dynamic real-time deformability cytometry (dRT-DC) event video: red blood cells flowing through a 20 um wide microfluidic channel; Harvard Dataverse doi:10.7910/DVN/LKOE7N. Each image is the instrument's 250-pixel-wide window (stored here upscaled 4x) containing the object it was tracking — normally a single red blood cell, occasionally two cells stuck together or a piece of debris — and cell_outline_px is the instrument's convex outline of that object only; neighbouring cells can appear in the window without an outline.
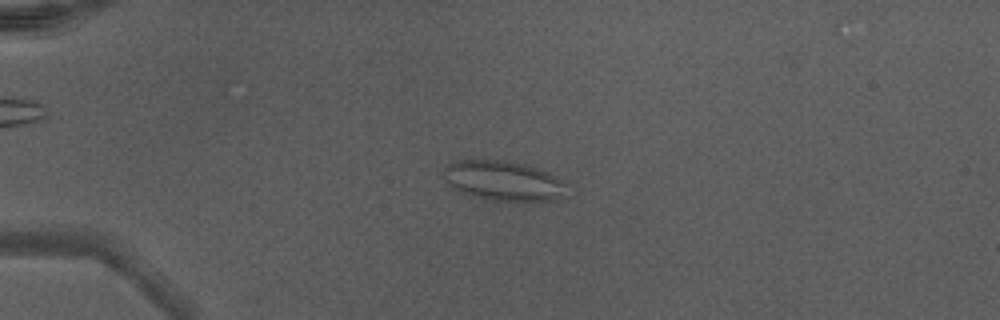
{"species": "Egyptian fruit bat (a non-hibernating species)", "species_latin": "Rousettus aegyptiacus", "temperature_condition": "warm", "stored_images_in_passage": 41, "camera_frame_rate_fps": 3000, "um_per_image_px": 0.085, "animal": {"sex": "male"}, "frame": {"image": 1, "passage_image": 5, "time_ms": 1.333, "image_size_px": [1000, 320], "cell_outline_px": [[572, 184], [564, 196], [556, 200], [516, 204], [488, 200], [472, 196], [460, 192], [452, 188], [444, 180], [444, 168], [448, 164], [456, 160], [504, 160], [524, 164], [548, 172]], "centroid_in_image_um": [42.87, 15.42], "position_along_channel_um": 42.1, "area_um2": 29.94}}
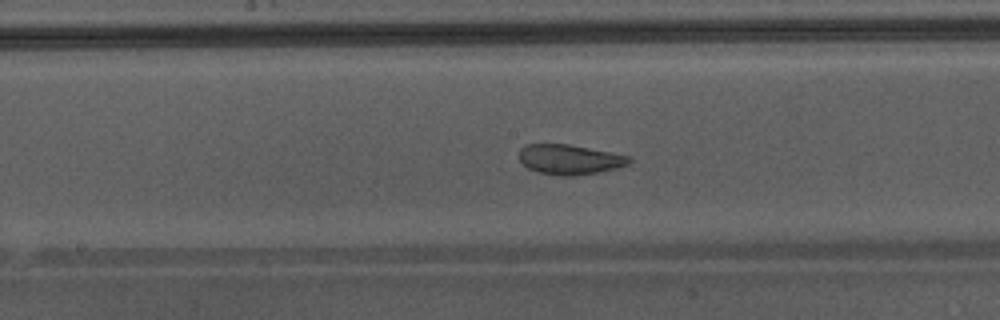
{"frame": {"image": 2, "passage_image": 19, "time_ms": 6.0, "image_size_px": [1000, 320], "cell_outline_px": [[632, 160], [628, 164], [616, 168], [600, 172], [572, 176], [560, 176], [536, 172], [528, 168], [520, 160], [520, 148], [528, 144], [568, 144], [632, 156]], "centroid_in_image_um": [48.44, 13.56], "position_along_channel_um": 199.8, "area_um2": 19.25}}
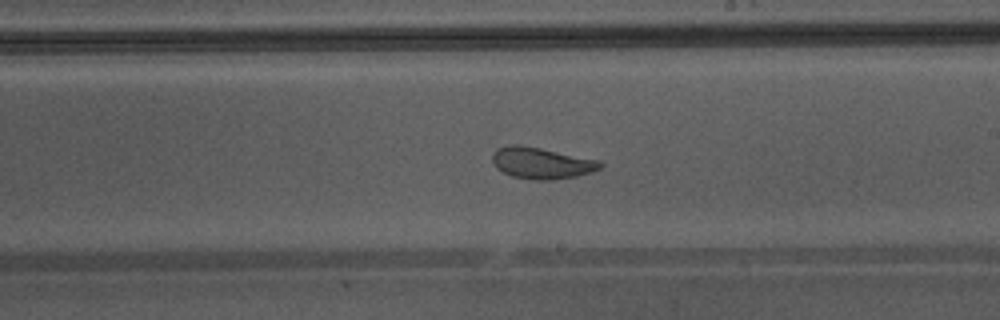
{"frame": {"image": 3, "passage_image": 22, "time_ms": 7.0, "image_size_px": [1000, 320], "cell_outline_px": [[604, 164], [600, 168], [592, 172], [576, 176], [552, 180], [536, 180], [512, 176], [496, 168], [492, 160], [492, 152], [496, 148], [512, 144], [520, 144], [600, 160]], "centroid_in_image_um": [46.02, 13.85], "position_along_channel_um": 243.0, "area_um2": 19.83}, "authors_computed_cell_mechanics": {"area_um2": 22.542, "velocity_mm_per_s": 4.3337, "shape_relaxation_time_tau1_ms": 6.5435, "shape_relaxation_time_tau2_ms": 0.9027, "deformation_change_tau1": 0.144, "deformation_change_tau2": 0.0769}}